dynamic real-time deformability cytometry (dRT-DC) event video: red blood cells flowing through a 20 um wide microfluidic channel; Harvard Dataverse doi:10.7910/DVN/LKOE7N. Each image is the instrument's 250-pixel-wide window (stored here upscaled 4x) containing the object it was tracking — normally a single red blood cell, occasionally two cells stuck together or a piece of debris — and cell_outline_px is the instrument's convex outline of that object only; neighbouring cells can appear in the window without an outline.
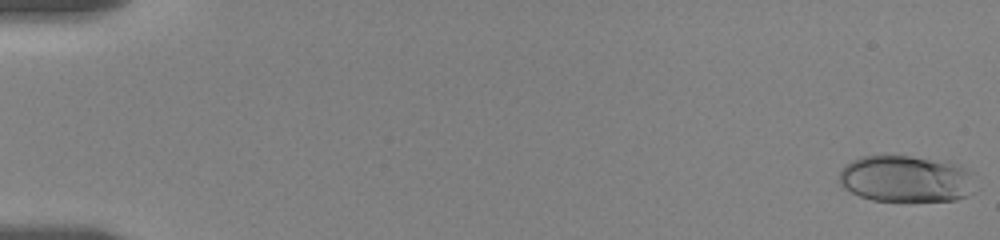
{"species": "human", "species_latin": "Homo sapiens", "temperature_condition": "room temperature", "stored_images_in_passage": 57, "camera_frame_rate_fps": 3000, "um_per_image_px": 0.085, "donor": {"sex": "female"}, "frame": {"image": 1, "passage_image": 1, "time_ms": 0.0, "image_size_px": [1000, 240], "cell_outline_px": [[980, 188], [976, 192], [968, 196], [956, 200], [872, 200], [860, 196], [844, 188], [836, 180], [840, 168], [852, 160], [860, 156], [912, 156], [960, 164], [976, 172]], "centroid_in_image_um": [77.12, 15.19], "position_along_channel_um": 7.9, "area_um2": 38.15}}
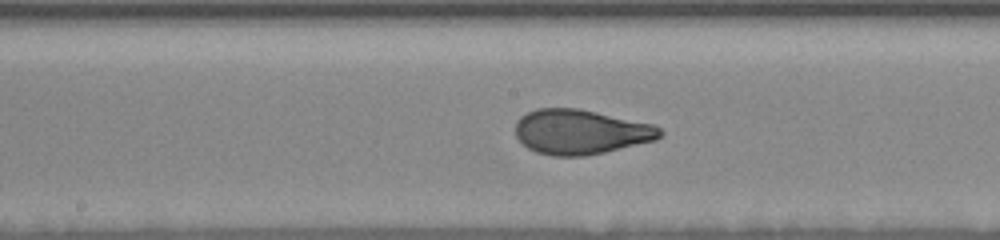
{"frame": {"image": 2, "passage_image": 31, "time_ms": 10.0, "image_size_px": [1000, 240], "cell_outline_px": [[664, 132], [656, 140], [604, 152], [584, 156], [552, 156], [536, 152], [528, 148], [516, 136], [516, 120], [520, 116], [536, 108], [580, 108], [652, 124], [660, 128]], "centroid_in_image_um": [49.34, 11.2], "position_along_channel_um": 198.9, "area_um2": 37.74}}
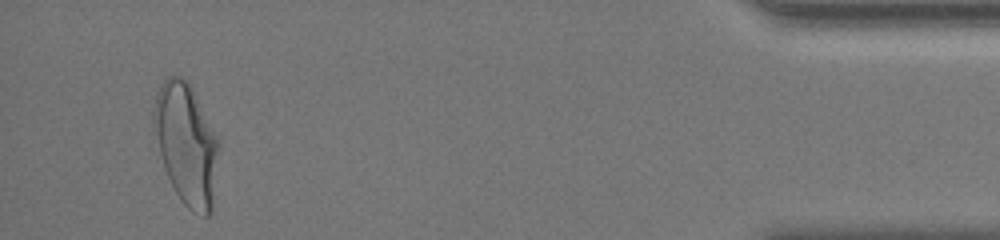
{"frame": {"image": 3, "passage_image": 55, "time_ms": 18.0, "image_size_px": [1000, 240], "cell_outline_px": [[220, 144], [212, 212], [208, 216], [204, 216], [188, 208], [184, 204], [176, 192], [168, 176], [160, 152], [152, 120], [152, 112], [156, 96], [164, 80], [168, 76], [180, 76], [188, 80], [220, 140]], "centroid_in_image_um": [15.87, 12.22], "position_along_channel_um": 419.3, "area_um2": 45.72}, "authors_computed_cell_mechanics": {"area_um2": 37.6856, "velocity_mm_per_s": 3.5485, "shape_relaxation_time_tau1_ms": 5.1791, "shape_relaxation_time_tau2_ms": 0.7356, "deformation_change_tau1": 0.2083, "deformation_change_tau2": 0.0693}}